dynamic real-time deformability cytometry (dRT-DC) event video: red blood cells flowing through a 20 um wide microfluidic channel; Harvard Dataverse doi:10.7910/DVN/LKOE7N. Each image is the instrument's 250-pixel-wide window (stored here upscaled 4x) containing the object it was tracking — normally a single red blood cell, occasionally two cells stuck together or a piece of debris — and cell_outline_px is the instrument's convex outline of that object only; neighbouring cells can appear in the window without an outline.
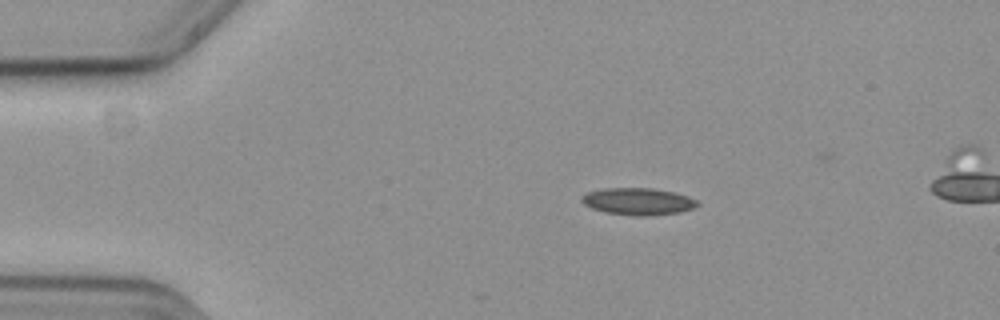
{"species": "common noctule bat (a hibernating species)", "species_latin": "Nyctalus noctula", "temperature_condition": "cold", "stored_images_in_passage": 26, "camera_frame_rate_fps": 3000, "um_per_image_px": 0.085, "animal": {"sex": "female", "body_mass_g": 19.3, "forearm_length_mm": 54.1}, "frame": {"image": 1, "passage_image": 1, "time_ms": 0.0, "image_size_px": [1000, 320], "cell_outline_px": [[700, 204], [692, 208], [680, 212], [644, 216], [640, 216], [604, 212], [592, 208], [584, 204], [580, 200], [588, 192], [604, 188], [652, 188], [676, 192], [688, 196], [696, 200]], "centroid_in_image_um": [54.25, 17.11], "position_along_channel_um": 30.7, "area_um2": 18.09}}
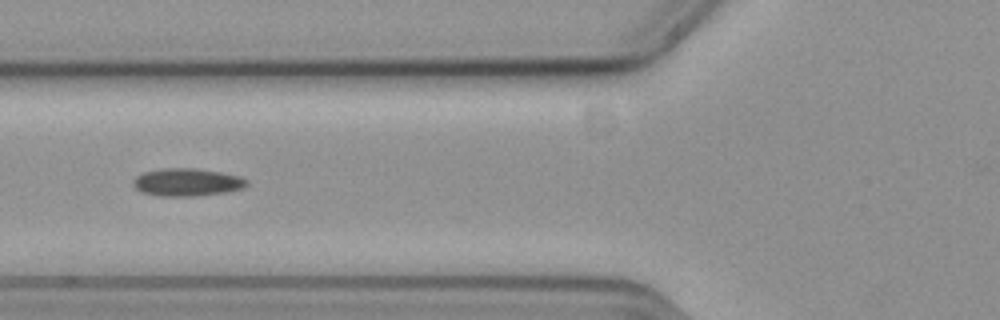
{"frame": {"image": 2, "passage_image": 12, "time_ms": 3.667, "image_size_px": [1000, 320], "cell_outline_px": [[248, 184], [244, 188], [228, 192], [196, 196], [156, 196], [140, 192], [132, 184], [132, 180], [136, 176], [144, 172], [164, 168], [196, 168], [220, 172], [240, 176], [248, 180]], "centroid_in_image_um": [15.9, 15.5], "position_along_channel_um": 109.9, "area_um2": 18.61}}
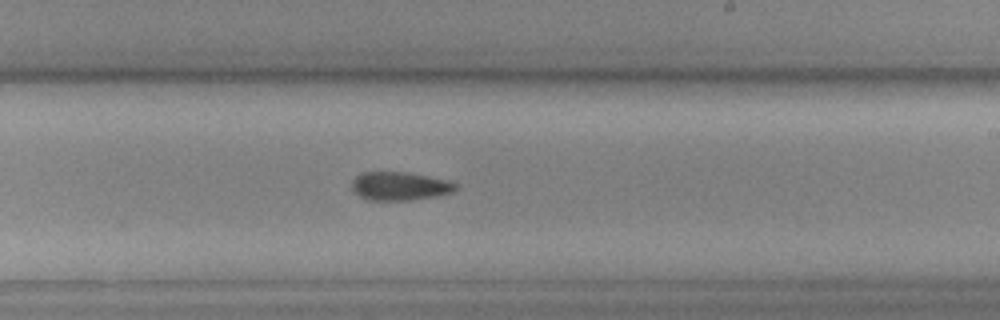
{"frame": {"image": 3, "passage_image": 24, "time_ms": 7.667, "image_size_px": [1000, 320], "cell_outline_px": [[456, 188], [452, 192], [432, 196], [408, 200], [368, 200], [360, 196], [352, 188], [352, 180], [360, 172], [408, 172], [448, 180], [456, 184]], "centroid_in_image_um": [33.94, 15.8], "position_along_channel_um": 255.1, "area_um2": 16.99}}